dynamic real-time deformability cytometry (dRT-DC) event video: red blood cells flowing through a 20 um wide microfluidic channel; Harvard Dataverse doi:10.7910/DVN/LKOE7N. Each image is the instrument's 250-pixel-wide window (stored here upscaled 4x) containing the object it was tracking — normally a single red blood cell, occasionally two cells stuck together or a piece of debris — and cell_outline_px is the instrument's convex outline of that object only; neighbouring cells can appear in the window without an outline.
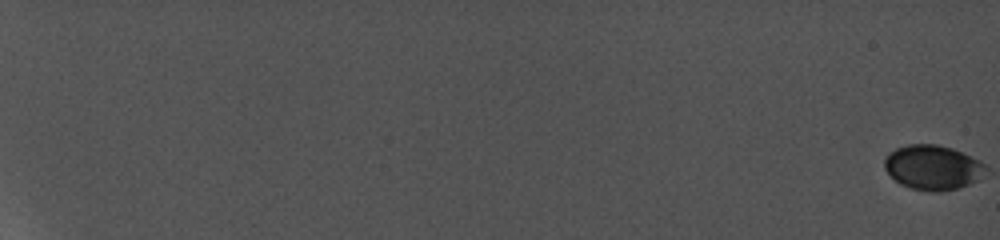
{"species": "common noctule bat (a hibernating species)", "species_latin": "Nyctalus noctula", "temperature_condition": "cold", "stored_images_in_passage": 14, "camera_frame_rate_fps": 5000, "um_per_image_px": 0.085, "animal": {"sex": "female", "body_mass_g": 19.0, "forearm_length_mm": 56.7}, "frame": {"image": 1, "passage_image": 1, "time_ms": 0.0, "image_size_px": [1000, 240], "cell_outline_px": [[984, 168], [964, 184], [956, 188], [912, 188], [896, 180], [884, 168], [884, 160], [896, 148], [908, 144], [936, 144], [952, 148], [976, 160]], "centroid_in_image_um": [79.13, 14.14], "position_along_channel_um": 5.9, "area_um2": 24.1}}
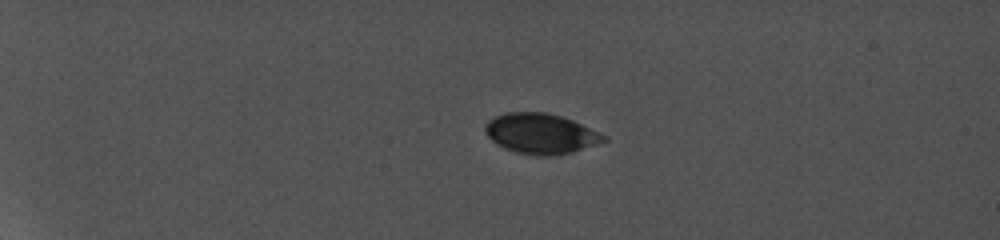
{"frame": {"image": 2, "passage_image": 8, "time_ms": 6.0, "image_size_px": [1000, 240], "cell_outline_px": [[604, 140], [568, 152], [520, 152], [508, 148], [492, 140], [488, 136], [484, 128], [488, 120], [496, 116], [508, 112], [544, 112], [560, 116], [572, 120], [604, 136]], "centroid_in_image_um": [45.87, 11.27], "position_along_channel_um": 39.1, "area_um2": 25.72}}
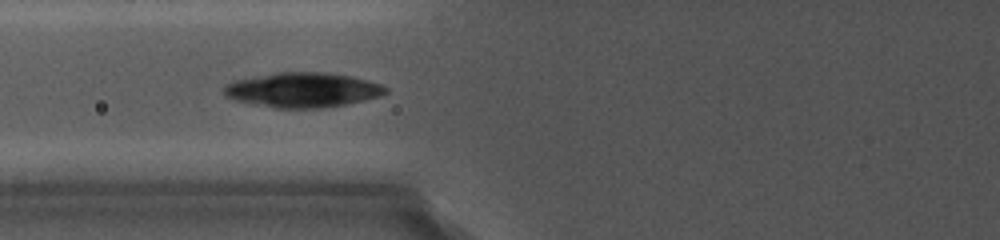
{"frame": {"image": 3, "passage_image": 13, "time_ms": 10.2, "image_size_px": [1000, 240], "cell_outline_px": [[388, 92], [380, 96], [344, 104], [320, 108], [272, 108], [236, 100], [228, 96], [224, 92], [224, 88], [228, 84], [236, 80], [276, 72], [324, 72], [348, 76], [380, 84], [388, 88]], "centroid_in_image_um": [25.73, 7.65], "position_along_channel_um": 100.1, "area_um2": 32.25}}